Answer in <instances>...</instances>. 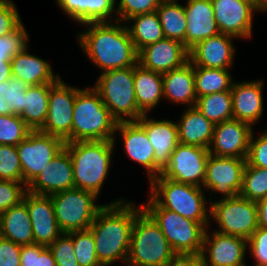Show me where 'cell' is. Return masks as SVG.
Wrapping results in <instances>:
<instances>
[{
	"instance_id": "cell-26",
	"label": "cell",
	"mask_w": 267,
	"mask_h": 266,
	"mask_svg": "<svg viewBox=\"0 0 267 266\" xmlns=\"http://www.w3.org/2000/svg\"><path fill=\"white\" fill-rule=\"evenodd\" d=\"M12 76L19 78L28 86L55 84L60 76L52 72L48 62L27 53V46L11 60Z\"/></svg>"
},
{
	"instance_id": "cell-55",
	"label": "cell",
	"mask_w": 267,
	"mask_h": 266,
	"mask_svg": "<svg viewBox=\"0 0 267 266\" xmlns=\"http://www.w3.org/2000/svg\"><path fill=\"white\" fill-rule=\"evenodd\" d=\"M257 10H267V0H253Z\"/></svg>"
},
{
	"instance_id": "cell-13",
	"label": "cell",
	"mask_w": 267,
	"mask_h": 266,
	"mask_svg": "<svg viewBox=\"0 0 267 266\" xmlns=\"http://www.w3.org/2000/svg\"><path fill=\"white\" fill-rule=\"evenodd\" d=\"M209 154L206 148L179 143L161 175L178 183L201 187L206 178Z\"/></svg>"
},
{
	"instance_id": "cell-31",
	"label": "cell",
	"mask_w": 267,
	"mask_h": 266,
	"mask_svg": "<svg viewBox=\"0 0 267 266\" xmlns=\"http://www.w3.org/2000/svg\"><path fill=\"white\" fill-rule=\"evenodd\" d=\"M54 84L29 86L24 97V109L19 115L32 130H41L48 114L50 88Z\"/></svg>"
},
{
	"instance_id": "cell-29",
	"label": "cell",
	"mask_w": 267,
	"mask_h": 266,
	"mask_svg": "<svg viewBox=\"0 0 267 266\" xmlns=\"http://www.w3.org/2000/svg\"><path fill=\"white\" fill-rule=\"evenodd\" d=\"M32 228L27 206L23 201L0 214V237L15 244H34Z\"/></svg>"
},
{
	"instance_id": "cell-50",
	"label": "cell",
	"mask_w": 267,
	"mask_h": 266,
	"mask_svg": "<svg viewBox=\"0 0 267 266\" xmlns=\"http://www.w3.org/2000/svg\"><path fill=\"white\" fill-rule=\"evenodd\" d=\"M21 245L0 237V266H21Z\"/></svg>"
},
{
	"instance_id": "cell-28",
	"label": "cell",
	"mask_w": 267,
	"mask_h": 266,
	"mask_svg": "<svg viewBox=\"0 0 267 266\" xmlns=\"http://www.w3.org/2000/svg\"><path fill=\"white\" fill-rule=\"evenodd\" d=\"M179 143L210 148L214 124L195 107H189L177 123Z\"/></svg>"
},
{
	"instance_id": "cell-11",
	"label": "cell",
	"mask_w": 267,
	"mask_h": 266,
	"mask_svg": "<svg viewBox=\"0 0 267 266\" xmlns=\"http://www.w3.org/2000/svg\"><path fill=\"white\" fill-rule=\"evenodd\" d=\"M65 147V142L40 130L31 131L17 146L23 183L28 186Z\"/></svg>"
},
{
	"instance_id": "cell-9",
	"label": "cell",
	"mask_w": 267,
	"mask_h": 266,
	"mask_svg": "<svg viewBox=\"0 0 267 266\" xmlns=\"http://www.w3.org/2000/svg\"><path fill=\"white\" fill-rule=\"evenodd\" d=\"M54 213L62 233L88 229L104 205L94 203L93 192L73 188L50 195Z\"/></svg>"
},
{
	"instance_id": "cell-18",
	"label": "cell",
	"mask_w": 267,
	"mask_h": 266,
	"mask_svg": "<svg viewBox=\"0 0 267 266\" xmlns=\"http://www.w3.org/2000/svg\"><path fill=\"white\" fill-rule=\"evenodd\" d=\"M73 188V163L71 156L65 147L26 187L27 191L30 193L47 196Z\"/></svg>"
},
{
	"instance_id": "cell-22",
	"label": "cell",
	"mask_w": 267,
	"mask_h": 266,
	"mask_svg": "<svg viewBox=\"0 0 267 266\" xmlns=\"http://www.w3.org/2000/svg\"><path fill=\"white\" fill-rule=\"evenodd\" d=\"M234 36L220 33L197 43L189 50V62L194 67L227 69L232 67L235 49L231 38Z\"/></svg>"
},
{
	"instance_id": "cell-4",
	"label": "cell",
	"mask_w": 267,
	"mask_h": 266,
	"mask_svg": "<svg viewBox=\"0 0 267 266\" xmlns=\"http://www.w3.org/2000/svg\"><path fill=\"white\" fill-rule=\"evenodd\" d=\"M115 141H76L65 143L73 163L74 188L99 195L107 176Z\"/></svg>"
},
{
	"instance_id": "cell-23",
	"label": "cell",
	"mask_w": 267,
	"mask_h": 266,
	"mask_svg": "<svg viewBox=\"0 0 267 266\" xmlns=\"http://www.w3.org/2000/svg\"><path fill=\"white\" fill-rule=\"evenodd\" d=\"M184 11L187 19L186 48L188 50L204 39L220 34L211 0H188Z\"/></svg>"
},
{
	"instance_id": "cell-7",
	"label": "cell",
	"mask_w": 267,
	"mask_h": 266,
	"mask_svg": "<svg viewBox=\"0 0 267 266\" xmlns=\"http://www.w3.org/2000/svg\"><path fill=\"white\" fill-rule=\"evenodd\" d=\"M134 88V66L102 72L94 86L118 122L138 121L144 115L138 109Z\"/></svg>"
},
{
	"instance_id": "cell-14",
	"label": "cell",
	"mask_w": 267,
	"mask_h": 266,
	"mask_svg": "<svg viewBox=\"0 0 267 266\" xmlns=\"http://www.w3.org/2000/svg\"><path fill=\"white\" fill-rule=\"evenodd\" d=\"M245 166L246 159L209 154L203 185L205 188L222 193L225 199L236 197L242 188Z\"/></svg>"
},
{
	"instance_id": "cell-46",
	"label": "cell",
	"mask_w": 267,
	"mask_h": 266,
	"mask_svg": "<svg viewBox=\"0 0 267 266\" xmlns=\"http://www.w3.org/2000/svg\"><path fill=\"white\" fill-rule=\"evenodd\" d=\"M23 182L0 180V214L18 205L27 191Z\"/></svg>"
},
{
	"instance_id": "cell-25",
	"label": "cell",
	"mask_w": 267,
	"mask_h": 266,
	"mask_svg": "<svg viewBox=\"0 0 267 266\" xmlns=\"http://www.w3.org/2000/svg\"><path fill=\"white\" fill-rule=\"evenodd\" d=\"M233 119L250 124L260 119L263 112L262 82L233 83L231 87Z\"/></svg>"
},
{
	"instance_id": "cell-10",
	"label": "cell",
	"mask_w": 267,
	"mask_h": 266,
	"mask_svg": "<svg viewBox=\"0 0 267 266\" xmlns=\"http://www.w3.org/2000/svg\"><path fill=\"white\" fill-rule=\"evenodd\" d=\"M211 217L219 224L217 232L249 239L258 228L257 205L240 195L223 198L210 206Z\"/></svg>"
},
{
	"instance_id": "cell-5",
	"label": "cell",
	"mask_w": 267,
	"mask_h": 266,
	"mask_svg": "<svg viewBox=\"0 0 267 266\" xmlns=\"http://www.w3.org/2000/svg\"><path fill=\"white\" fill-rule=\"evenodd\" d=\"M175 254L159 226L142 210L134 220L126 266H165Z\"/></svg>"
},
{
	"instance_id": "cell-39",
	"label": "cell",
	"mask_w": 267,
	"mask_h": 266,
	"mask_svg": "<svg viewBox=\"0 0 267 266\" xmlns=\"http://www.w3.org/2000/svg\"><path fill=\"white\" fill-rule=\"evenodd\" d=\"M31 131L19 115H0V145L17 146Z\"/></svg>"
},
{
	"instance_id": "cell-27",
	"label": "cell",
	"mask_w": 267,
	"mask_h": 266,
	"mask_svg": "<svg viewBox=\"0 0 267 266\" xmlns=\"http://www.w3.org/2000/svg\"><path fill=\"white\" fill-rule=\"evenodd\" d=\"M162 79L163 96L173 102L190 104V107H195L197 96L194 66L189 61L180 68L163 73Z\"/></svg>"
},
{
	"instance_id": "cell-49",
	"label": "cell",
	"mask_w": 267,
	"mask_h": 266,
	"mask_svg": "<svg viewBox=\"0 0 267 266\" xmlns=\"http://www.w3.org/2000/svg\"><path fill=\"white\" fill-rule=\"evenodd\" d=\"M248 243L256 259L255 266H267V228L258 227L248 239Z\"/></svg>"
},
{
	"instance_id": "cell-15",
	"label": "cell",
	"mask_w": 267,
	"mask_h": 266,
	"mask_svg": "<svg viewBox=\"0 0 267 266\" xmlns=\"http://www.w3.org/2000/svg\"><path fill=\"white\" fill-rule=\"evenodd\" d=\"M214 18L220 33L234 38H249L252 16L257 10L253 0H211Z\"/></svg>"
},
{
	"instance_id": "cell-3",
	"label": "cell",
	"mask_w": 267,
	"mask_h": 266,
	"mask_svg": "<svg viewBox=\"0 0 267 266\" xmlns=\"http://www.w3.org/2000/svg\"><path fill=\"white\" fill-rule=\"evenodd\" d=\"M118 121L94 89H80L75 98L71 142L115 141Z\"/></svg>"
},
{
	"instance_id": "cell-33",
	"label": "cell",
	"mask_w": 267,
	"mask_h": 266,
	"mask_svg": "<svg viewBox=\"0 0 267 266\" xmlns=\"http://www.w3.org/2000/svg\"><path fill=\"white\" fill-rule=\"evenodd\" d=\"M128 20L135 21L132 28L127 26V29L137 52L165 38L156 11L136 15Z\"/></svg>"
},
{
	"instance_id": "cell-34",
	"label": "cell",
	"mask_w": 267,
	"mask_h": 266,
	"mask_svg": "<svg viewBox=\"0 0 267 266\" xmlns=\"http://www.w3.org/2000/svg\"><path fill=\"white\" fill-rule=\"evenodd\" d=\"M195 108L214 125L233 119L231 91L208 94L196 99Z\"/></svg>"
},
{
	"instance_id": "cell-37",
	"label": "cell",
	"mask_w": 267,
	"mask_h": 266,
	"mask_svg": "<svg viewBox=\"0 0 267 266\" xmlns=\"http://www.w3.org/2000/svg\"><path fill=\"white\" fill-rule=\"evenodd\" d=\"M240 196L250 200L259 201L267 197V169L246 165L243 172Z\"/></svg>"
},
{
	"instance_id": "cell-56",
	"label": "cell",
	"mask_w": 267,
	"mask_h": 266,
	"mask_svg": "<svg viewBox=\"0 0 267 266\" xmlns=\"http://www.w3.org/2000/svg\"><path fill=\"white\" fill-rule=\"evenodd\" d=\"M161 1H164V2H177L176 0H161Z\"/></svg>"
},
{
	"instance_id": "cell-30",
	"label": "cell",
	"mask_w": 267,
	"mask_h": 266,
	"mask_svg": "<svg viewBox=\"0 0 267 266\" xmlns=\"http://www.w3.org/2000/svg\"><path fill=\"white\" fill-rule=\"evenodd\" d=\"M134 87L138 109L146 114L159 103L163 96L162 74L137 63L134 66Z\"/></svg>"
},
{
	"instance_id": "cell-35",
	"label": "cell",
	"mask_w": 267,
	"mask_h": 266,
	"mask_svg": "<svg viewBox=\"0 0 267 266\" xmlns=\"http://www.w3.org/2000/svg\"><path fill=\"white\" fill-rule=\"evenodd\" d=\"M197 98L208 94L231 91L233 81L227 69L194 67Z\"/></svg>"
},
{
	"instance_id": "cell-48",
	"label": "cell",
	"mask_w": 267,
	"mask_h": 266,
	"mask_svg": "<svg viewBox=\"0 0 267 266\" xmlns=\"http://www.w3.org/2000/svg\"><path fill=\"white\" fill-rule=\"evenodd\" d=\"M21 23L14 3L10 0H0V36L13 32Z\"/></svg>"
},
{
	"instance_id": "cell-19",
	"label": "cell",
	"mask_w": 267,
	"mask_h": 266,
	"mask_svg": "<svg viewBox=\"0 0 267 266\" xmlns=\"http://www.w3.org/2000/svg\"><path fill=\"white\" fill-rule=\"evenodd\" d=\"M22 201L26 204L30 216L34 243L48 247L62 234L51 197L26 191Z\"/></svg>"
},
{
	"instance_id": "cell-44",
	"label": "cell",
	"mask_w": 267,
	"mask_h": 266,
	"mask_svg": "<svg viewBox=\"0 0 267 266\" xmlns=\"http://www.w3.org/2000/svg\"><path fill=\"white\" fill-rule=\"evenodd\" d=\"M161 0H120L116 12L120 17L117 21L121 22L140 15L155 12L160 5Z\"/></svg>"
},
{
	"instance_id": "cell-38",
	"label": "cell",
	"mask_w": 267,
	"mask_h": 266,
	"mask_svg": "<svg viewBox=\"0 0 267 266\" xmlns=\"http://www.w3.org/2000/svg\"><path fill=\"white\" fill-rule=\"evenodd\" d=\"M69 234L72 236L76 261L79 266H102L97 259L93 235L89 229Z\"/></svg>"
},
{
	"instance_id": "cell-41",
	"label": "cell",
	"mask_w": 267,
	"mask_h": 266,
	"mask_svg": "<svg viewBox=\"0 0 267 266\" xmlns=\"http://www.w3.org/2000/svg\"><path fill=\"white\" fill-rule=\"evenodd\" d=\"M28 34L21 23L13 32L0 36V59L12 60L27 46Z\"/></svg>"
},
{
	"instance_id": "cell-45",
	"label": "cell",
	"mask_w": 267,
	"mask_h": 266,
	"mask_svg": "<svg viewBox=\"0 0 267 266\" xmlns=\"http://www.w3.org/2000/svg\"><path fill=\"white\" fill-rule=\"evenodd\" d=\"M116 0H84V24L107 22L114 10Z\"/></svg>"
},
{
	"instance_id": "cell-20",
	"label": "cell",
	"mask_w": 267,
	"mask_h": 266,
	"mask_svg": "<svg viewBox=\"0 0 267 266\" xmlns=\"http://www.w3.org/2000/svg\"><path fill=\"white\" fill-rule=\"evenodd\" d=\"M189 50L179 41L164 38L138 52V64L158 73H166L185 65Z\"/></svg>"
},
{
	"instance_id": "cell-6",
	"label": "cell",
	"mask_w": 267,
	"mask_h": 266,
	"mask_svg": "<svg viewBox=\"0 0 267 266\" xmlns=\"http://www.w3.org/2000/svg\"><path fill=\"white\" fill-rule=\"evenodd\" d=\"M142 208L159 226L176 254H201L206 230L202 223L162 208L152 197Z\"/></svg>"
},
{
	"instance_id": "cell-52",
	"label": "cell",
	"mask_w": 267,
	"mask_h": 266,
	"mask_svg": "<svg viewBox=\"0 0 267 266\" xmlns=\"http://www.w3.org/2000/svg\"><path fill=\"white\" fill-rule=\"evenodd\" d=\"M165 266H203L200 255L175 254Z\"/></svg>"
},
{
	"instance_id": "cell-43",
	"label": "cell",
	"mask_w": 267,
	"mask_h": 266,
	"mask_svg": "<svg viewBox=\"0 0 267 266\" xmlns=\"http://www.w3.org/2000/svg\"><path fill=\"white\" fill-rule=\"evenodd\" d=\"M48 248L52 252L57 266H79L76 261L72 236L69 233H62Z\"/></svg>"
},
{
	"instance_id": "cell-40",
	"label": "cell",
	"mask_w": 267,
	"mask_h": 266,
	"mask_svg": "<svg viewBox=\"0 0 267 266\" xmlns=\"http://www.w3.org/2000/svg\"><path fill=\"white\" fill-rule=\"evenodd\" d=\"M0 180L23 182L16 146L0 145Z\"/></svg>"
},
{
	"instance_id": "cell-21",
	"label": "cell",
	"mask_w": 267,
	"mask_h": 266,
	"mask_svg": "<svg viewBox=\"0 0 267 266\" xmlns=\"http://www.w3.org/2000/svg\"><path fill=\"white\" fill-rule=\"evenodd\" d=\"M144 114L136 121L145 131L154 148L155 177L169 164L172 152L179 144L177 123L169 120L147 119Z\"/></svg>"
},
{
	"instance_id": "cell-24",
	"label": "cell",
	"mask_w": 267,
	"mask_h": 266,
	"mask_svg": "<svg viewBox=\"0 0 267 266\" xmlns=\"http://www.w3.org/2000/svg\"><path fill=\"white\" fill-rule=\"evenodd\" d=\"M127 156L147 168L150 181L155 178L154 148L146 131L136 121L118 122Z\"/></svg>"
},
{
	"instance_id": "cell-53",
	"label": "cell",
	"mask_w": 267,
	"mask_h": 266,
	"mask_svg": "<svg viewBox=\"0 0 267 266\" xmlns=\"http://www.w3.org/2000/svg\"><path fill=\"white\" fill-rule=\"evenodd\" d=\"M258 227L267 228V197L256 202Z\"/></svg>"
},
{
	"instance_id": "cell-1",
	"label": "cell",
	"mask_w": 267,
	"mask_h": 266,
	"mask_svg": "<svg viewBox=\"0 0 267 266\" xmlns=\"http://www.w3.org/2000/svg\"><path fill=\"white\" fill-rule=\"evenodd\" d=\"M124 202L122 199L104 205L88 228L102 266H110L118 260L127 261L134 220L143 208Z\"/></svg>"
},
{
	"instance_id": "cell-17",
	"label": "cell",
	"mask_w": 267,
	"mask_h": 266,
	"mask_svg": "<svg viewBox=\"0 0 267 266\" xmlns=\"http://www.w3.org/2000/svg\"><path fill=\"white\" fill-rule=\"evenodd\" d=\"M247 245L248 240L245 238L226 235L217 231H214L210 237L205 231L200 254L203 266H245L244 258ZM206 252H209L208 258Z\"/></svg>"
},
{
	"instance_id": "cell-32",
	"label": "cell",
	"mask_w": 267,
	"mask_h": 266,
	"mask_svg": "<svg viewBox=\"0 0 267 266\" xmlns=\"http://www.w3.org/2000/svg\"><path fill=\"white\" fill-rule=\"evenodd\" d=\"M156 13L165 38L183 43L186 47L187 19L184 6L177 2L161 1Z\"/></svg>"
},
{
	"instance_id": "cell-54",
	"label": "cell",
	"mask_w": 267,
	"mask_h": 266,
	"mask_svg": "<svg viewBox=\"0 0 267 266\" xmlns=\"http://www.w3.org/2000/svg\"><path fill=\"white\" fill-rule=\"evenodd\" d=\"M12 78L11 60L0 59V83Z\"/></svg>"
},
{
	"instance_id": "cell-12",
	"label": "cell",
	"mask_w": 267,
	"mask_h": 266,
	"mask_svg": "<svg viewBox=\"0 0 267 266\" xmlns=\"http://www.w3.org/2000/svg\"><path fill=\"white\" fill-rule=\"evenodd\" d=\"M79 90L61 79L50 88L48 114L41 132L71 142L74 103Z\"/></svg>"
},
{
	"instance_id": "cell-42",
	"label": "cell",
	"mask_w": 267,
	"mask_h": 266,
	"mask_svg": "<svg viewBox=\"0 0 267 266\" xmlns=\"http://www.w3.org/2000/svg\"><path fill=\"white\" fill-rule=\"evenodd\" d=\"M21 266H57L50 249L44 245L21 246Z\"/></svg>"
},
{
	"instance_id": "cell-36",
	"label": "cell",
	"mask_w": 267,
	"mask_h": 266,
	"mask_svg": "<svg viewBox=\"0 0 267 266\" xmlns=\"http://www.w3.org/2000/svg\"><path fill=\"white\" fill-rule=\"evenodd\" d=\"M29 86L12 76L0 83V115H20L24 109V97Z\"/></svg>"
},
{
	"instance_id": "cell-2",
	"label": "cell",
	"mask_w": 267,
	"mask_h": 266,
	"mask_svg": "<svg viewBox=\"0 0 267 266\" xmlns=\"http://www.w3.org/2000/svg\"><path fill=\"white\" fill-rule=\"evenodd\" d=\"M84 25L91 27L79 35V44L102 72L133 67L138 63V52L127 26L112 22H88Z\"/></svg>"
},
{
	"instance_id": "cell-8",
	"label": "cell",
	"mask_w": 267,
	"mask_h": 266,
	"mask_svg": "<svg viewBox=\"0 0 267 266\" xmlns=\"http://www.w3.org/2000/svg\"><path fill=\"white\" fill-rule=\"evenodd\" d=\"M150 182L151 197L162 208L207 226L209 216L201 187L178 183L163 177L161 174Z\"/></svg>"
},
{
	"instance_id": "cell-51",
	"label": "cell",
	"mask_w": 267,
	"mask_h": 266,
	"mask_svg": "<svg viewBox=\"0 0 267 266\" xmlns=\"http://www.w3.org/2000/svg\"><path fill=\"white\" fill-rule=\"evenodd\" d=\"M60 8L74 20L84 24V0H56Z\"/></svg>"
},
{
	"instance_id": "cell-16",
	"label": "cell",
	"mask_w": 267,
	"mask_h": 266,
	"mask_svg": "<svg viewBox=\"0 0 267 266\" xmlns=\"http://www.w3.org/2000/svg\"><path fill=\"white\" fill-rule=\"evenodd\" d=\"M252 126L236 119H231L214 125L213 138L208 151L219 157H235L246 159Z\"/></svg>"
},
{
	"instance_id": "cell-47",
	"label": "cell",
	"mask_w": 267,
	"mask_h": 266,
	"mask_svg": "<svg viewBox=\"0 0 267 266\" xmlns=\"http://www.w3.org/2000/svg\"><path fill=\"white\" fill-rule=\"evenodd\" d=\"M253 133L250 139L246 165L267 169V131L263 132L259 138L253 140Z\"/></svg>"
}]
</instances>
